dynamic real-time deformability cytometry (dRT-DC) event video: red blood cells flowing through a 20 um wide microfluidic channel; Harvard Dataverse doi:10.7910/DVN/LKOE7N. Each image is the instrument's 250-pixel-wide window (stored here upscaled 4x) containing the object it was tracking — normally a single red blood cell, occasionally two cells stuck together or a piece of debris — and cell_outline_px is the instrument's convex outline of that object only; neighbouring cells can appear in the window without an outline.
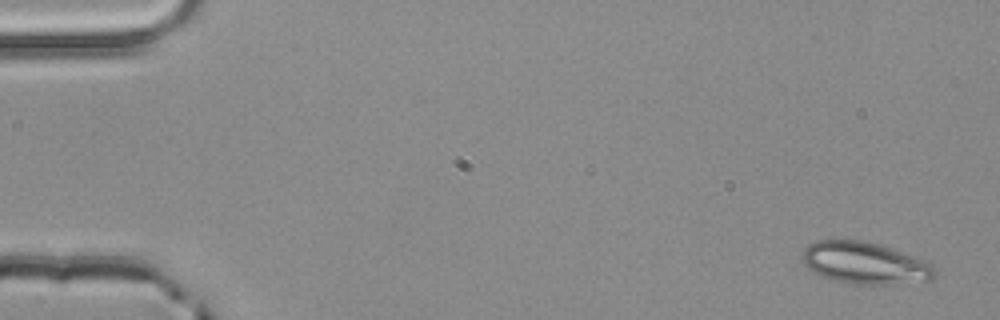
{"species": "common noctule bat (a hibernating species)", "species_latin": "Nyctalus noctula", "temperature_condition": "room temperature", "stored_images_in_passage": 4, "camera_frame_rate_fps": 3000, "um_per_image_px": 0.085, "animal": {"sex": "male", "body_mass_g": 20.4}, "frame": {"image": 1, "passage_image": 1, "time_ms": 0.0, "image_size_px": [1000, 320], "cell_outline_px": [[936, 276], [932, 280], [884, 284], [856, 284], [832, 280], [820, 276], [808, 268], [804, 264], [800, 256], [800, 252], [808, 244], [816, 240], [864, 240], [916, 256], [932, 264], [936, 268]], "centroid_in_image_um": [73.48, 22.35], "position_along_channel_um": 11.5, "area_um2": 32.6}}